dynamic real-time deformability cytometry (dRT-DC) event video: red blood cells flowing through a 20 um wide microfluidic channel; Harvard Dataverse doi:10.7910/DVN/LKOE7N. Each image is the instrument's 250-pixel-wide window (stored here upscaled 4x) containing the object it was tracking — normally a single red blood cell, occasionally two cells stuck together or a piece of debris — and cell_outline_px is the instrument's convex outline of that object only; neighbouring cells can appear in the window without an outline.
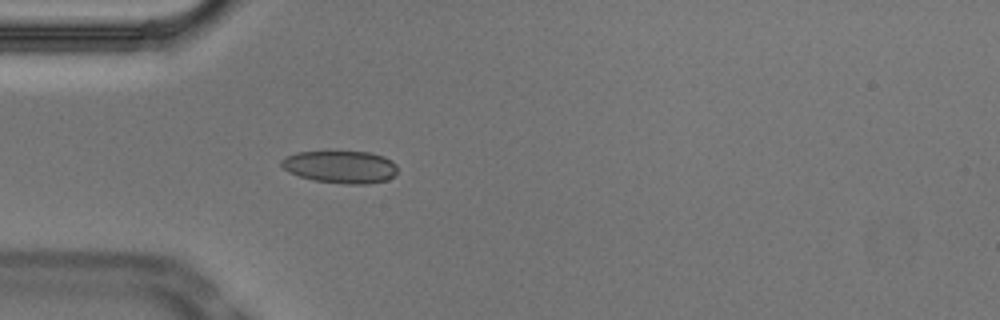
{"species": "Egyptian fruit bat (a non-hibernating species)", "species_latin": "Rousettus aegyptiacus", "temperature_condition": "cold", "stored_images_in_passage": 36, "camera_frame_rate_fps": 3000, "um_per_image_px": 0.085, "animal": {"sex": "male"}, "frame": {"image": 1, "passage_image": 6, "time_ms": 1.667, "image_size_px": [1000, 320], "cell_outline_px": [[396, 172], [388, 180], [368, 184], [344, 184], [312, 180], [288, 172], [280, 164], [280, 160], [284, 156], [296, 152], [368, 152], [384, 156], [392, 160], [396, 164]], "centroid_in_image_um": [28.92, 14.19], "position_along_channel_um": 56.1, "area_um2": 22.08}}
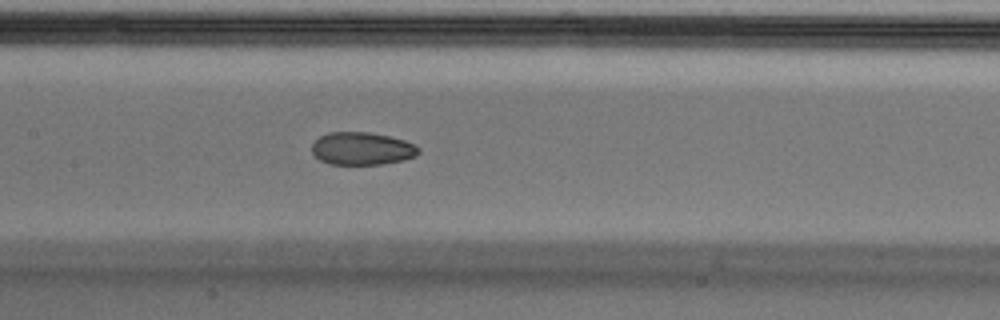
{"frame": {"image": 2, "passage_image": 16, "time_ms": 5.0, "image_size_px": [1000, 320], "cell_outline_px": [[420, 152], [416, 156], [404, 160], [384, 164], [328, 164], [320, 160], [312, 152], [312, 144], [320, 136], [328, 132], [368, 132], [388, 136], [404, 140], [420, 148]], "centroid_in_image_um": [30.77, 12.63], "position_along_channel_um": 176.6, "area_um2": 20.35}, "authors_computed_cell_mechanics": {"area_um2": 21.1837, "velocity_mm_per_s": 3.7237, "shape_relaxation_time_tau1_ms": null, "shape_relaxation_time_tau2_ms": 2.1295, "deformation_change_tau1": null, "deformation_change_tau2": 0.0518}}